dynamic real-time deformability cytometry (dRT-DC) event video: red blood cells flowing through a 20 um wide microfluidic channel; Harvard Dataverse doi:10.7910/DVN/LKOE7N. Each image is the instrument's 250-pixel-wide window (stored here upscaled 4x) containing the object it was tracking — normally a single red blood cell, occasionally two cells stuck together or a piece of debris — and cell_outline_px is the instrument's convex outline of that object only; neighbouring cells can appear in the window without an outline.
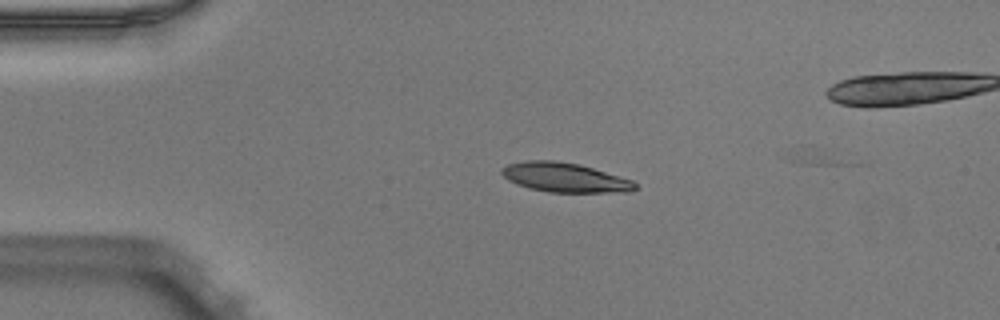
{"species": "Egyptian fruit bat (a non-hibernating species)", "species_latin": "Rousettus aegyptiacus", "temperature_condition": "warm", "stored_images_in_passage": 42, "camera_frame_rate_fps": 3000, "um_per_image_px": 0.085, "animal": {"sex": "male"}, "frame": {"image": 1, "passage_image": 1, "time_ms": 0.0, "image_size_px": [1000, 320], "cell_outline_px": [[636, 188], [596, 192], [556, 192], [532, 188], [520, 184], [504, 176], [504, 168], [512, 164], [576, 164], [592, 168], [628, 180], [636, 184]], "centroid_in_image_um": [48.07, 15.14], "position_along_channel_um": 36.9, "area_um2": 19.88}}
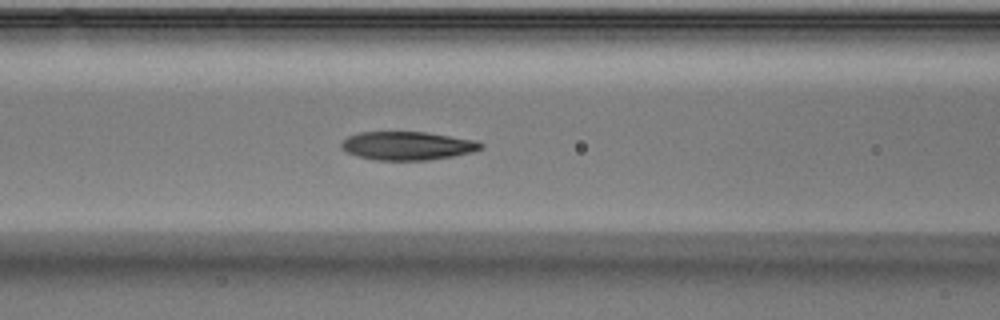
{"frame": {"image": 2, "passage_image": 11, "time_ms": 3.333, "image_size_px": [1000, 320], "cell_outline_px": [[480, 148], [448, 156], [416, 160], [388, 160], [364, 156], [352, 152], [344, 148], [344, 140], [352, 136], [364, 132], [420, 132], [444, 136], [464, 140], [480, 144]], "centroid_in_image_um": [34.54, 12.37], "position_along_channel_um": 132.1, "area_um2": 20.87}}
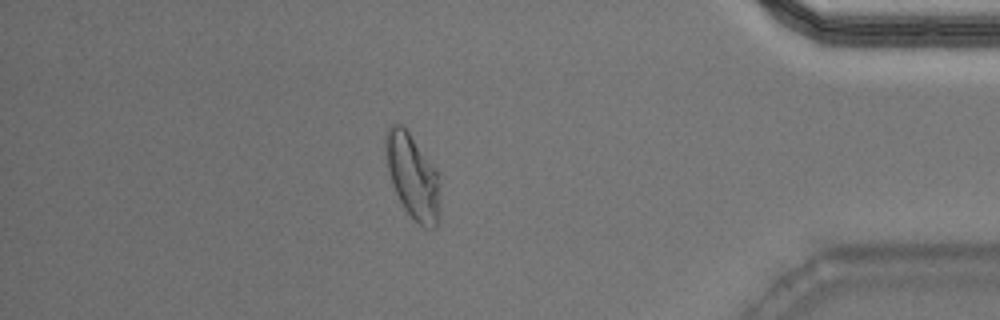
{"frame": {"image": 3, "passage_image": 34, "time_ms": 11.0, "image_size_px": [1000, 320], "cell_outline_px": [[436, 212], [416, 220], [408, 212], [392, 180], [388, 164], [388, 136], [392, 128], [404, 128], [408, 132], [436, 172]], "centroid_in_image_um": [35.0, 14.81], "position_along_channel_um": 400.2, "area_um2": 21.91}, "authors_computed_cell_mechanics": {"area_um2": 21.1548, "velocity_mm_per_s": 3.9494, "shape_relaxation_time_tau1_ms": null, "shape_relaxation_time_tau2_ms": 2.3207, "deformation_change_tau1": null, "deformation_change_tau2": 0.085}}